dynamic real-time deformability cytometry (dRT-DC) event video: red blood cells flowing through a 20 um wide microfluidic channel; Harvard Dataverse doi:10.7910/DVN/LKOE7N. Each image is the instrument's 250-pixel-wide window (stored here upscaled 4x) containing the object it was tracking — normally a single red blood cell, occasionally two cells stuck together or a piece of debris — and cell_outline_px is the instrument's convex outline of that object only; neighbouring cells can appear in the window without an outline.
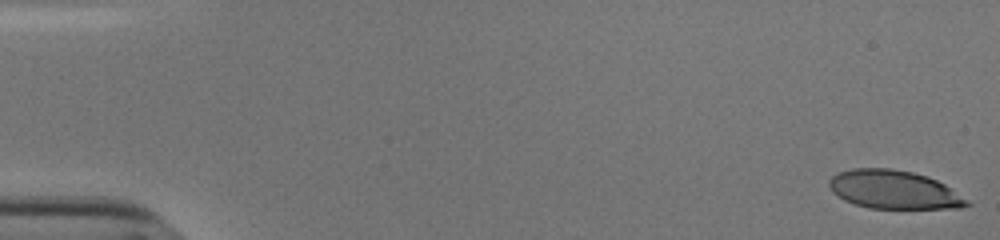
{"species": "human", "species_latin": "Homo sapiens", "temperature_condition": "cold", "stored_images_in_passage": 54, "camera_frame_rate_fps": 3000, "um_per_image_px": 0.085, "donor": {"sex": "male"}, "frame": {"image": 1, "passage_image": 1, "time_ms": 0.0, "image_size_px": [1000, 240], "cell_outline_px": [[972, 204], [960, 208], [868, 208], [844, 200], [832, 192], [828, 184], [828, 180], [836, 172], [852, 168], [892, 168], [912, 172], [928, 176], [944, 184], [968, 200]], "centroid_in_image_um": [75.94, 16.11], "position_along_channel_um": 9.1, "area_um2": 30.92}}
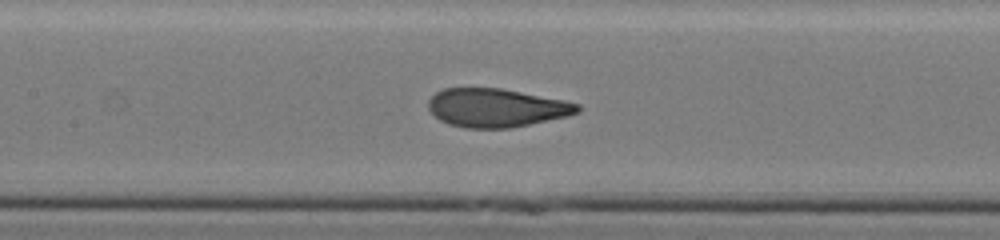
{"frame": {"image": 2, "passage_image": 26, "time_ms": 8.333, "image_size_px": [1000, 240], "cell_outline_px": [[580, 112], [568, 116], [508, 128], [464, 128], [448, 124], [440, 120], [428, 108], [428, 100], [436, 92], [444, 88], [500, 88], [564, 100], [580, 104]], "centroid_in_image_um": [42.18, 9.16], "position_along_channel_um": 165.2, "area_um2": 33.35}}
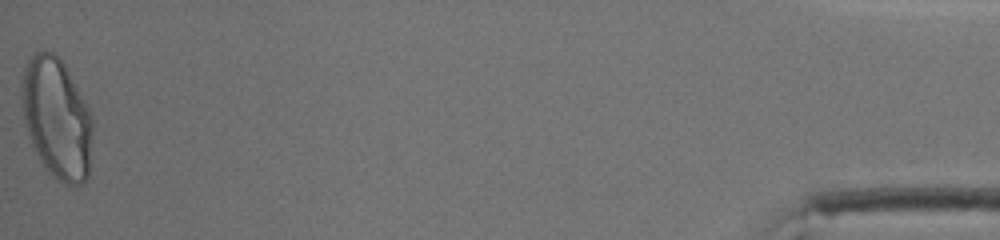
{"frame": {"image": 3, "passage_image": 54, "time_ms": 17.667, "image_size_px": [1000, 240], "cell_outline_px": [[92, 132], [88, 176], [84, 184], [68, 188], [48, 172], [32, 148], [28, 136], [24, 120], [20, 96], [20, 84], [24, 68], [32, 56], [36, 52], [44, 48], [52, 52], [64, 64], [84, 100], [92, 116]], "centroid_in_image_um": [4.8, 10.09], "position_along_channel_um": 430.4, "area_um2": 50.34}, "authors_computed_cell_mechanics": {"area_um2": 34.1887, "velocity_mm_per_s": 3.8279, "shape_relaxation_time_tau1_ms": 5.4232, "shape_relaxation_time_tau2_ms": 0.6614, "deformation_change_tau1": 0.2089, "deformation_change_tau2": 0.0672}}